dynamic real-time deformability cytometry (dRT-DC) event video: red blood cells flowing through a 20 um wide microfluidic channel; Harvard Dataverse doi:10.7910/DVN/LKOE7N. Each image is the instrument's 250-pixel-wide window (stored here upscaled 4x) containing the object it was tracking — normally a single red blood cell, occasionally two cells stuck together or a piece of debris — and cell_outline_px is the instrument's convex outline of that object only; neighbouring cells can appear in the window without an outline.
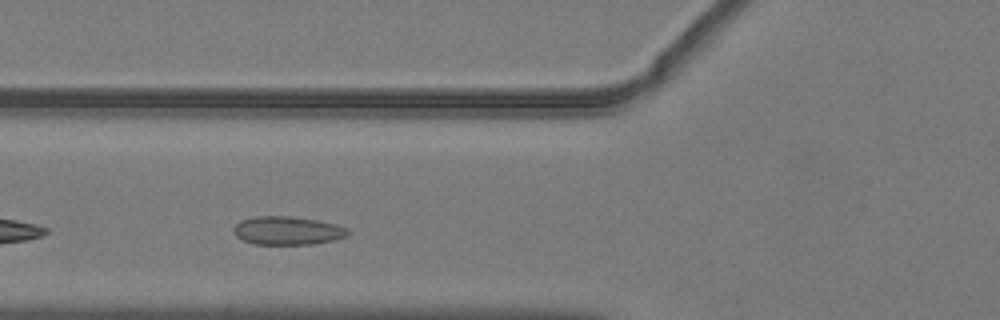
{"species": "common noctule bat (a hibernating species)", "species_latin": "Nyctalus noctula", "temperature_condition": "warm", "stored_images_in_passage": 33, "camera_frame_rate_fps": 3000, "um_per_image_px": 0.085, "animal": {"sex": "male", "body_mass_g": 19.2, "forearm_length_mm": 51.8}, "frame": {"image": 1, "passage_image": 5, "time_ms": 1.333, "image_size_px": [1000, 320], "cell_outline_px": [[348, 236], [332, 240], [312, 244], [256, 244], [244, 240], [236, 236], [232, 228], [240, 220], [256, 216], [288, 216], [316, 220], [336, 224], [348, 228]], "centroid_in_image_um": [24.42, 19.59], "position_along_channel_um": 101.4, "area_um2": 18.79}}
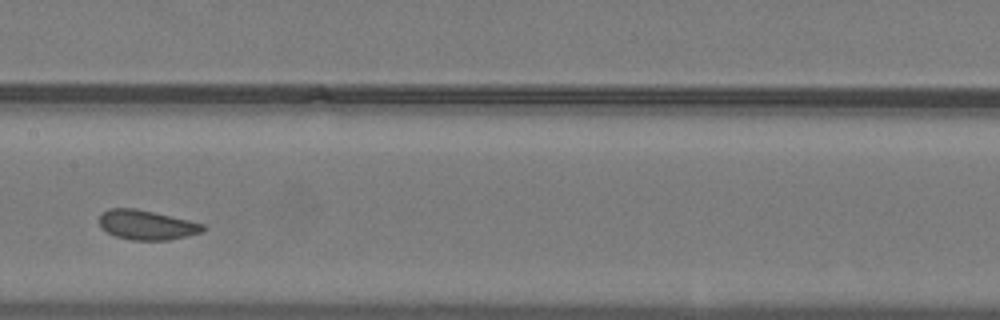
{"frame": {"image": 2, "passage_image": 12, "time_ms": 3.667, "image_size_px": [1000, 320], "cell_outline_px": [[208, 228], [204, 232], [188, 236], [168, 240], [132, 240], [116, 236], [100, 228], [100, 216], [108, 208], [136, 208], [188, 220], [204, 224]], "centroid_in_image_um": [12.51, 19.12], "position_along_channel_um": 194.9, "area_um2": 17.92}}
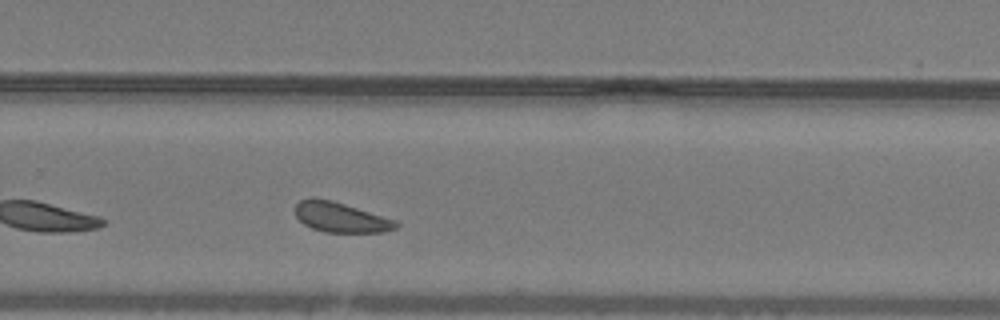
{"frame": {"image": 3, "passage_image": 20, "time_ms": 6.333, "image_size_px": [1000, 320], "cell_outline_px": [[400, 224], [396, 228], [384, 232], [324, 232], [312, 228], [304, 224], [296, 216], [296, 204], [300, 200], [332, 200], [396, 220]], "centroid_in_image_um": [29.01, 18.5], "position_along_channel_um": 300.8, "area_um2": 17.17}, "authors_computed_cell_mechanics": {"area_um2": 18.2648, "velocity_mm_per_s": 3.9957, "shape_relaxation_time_tau1_ms": 2.5919, "shape_relaxation_time_tau2_ms": 3.123, "deformation_change_tau1": 0.0505, "deformation_change_tau2": 0.0878}}